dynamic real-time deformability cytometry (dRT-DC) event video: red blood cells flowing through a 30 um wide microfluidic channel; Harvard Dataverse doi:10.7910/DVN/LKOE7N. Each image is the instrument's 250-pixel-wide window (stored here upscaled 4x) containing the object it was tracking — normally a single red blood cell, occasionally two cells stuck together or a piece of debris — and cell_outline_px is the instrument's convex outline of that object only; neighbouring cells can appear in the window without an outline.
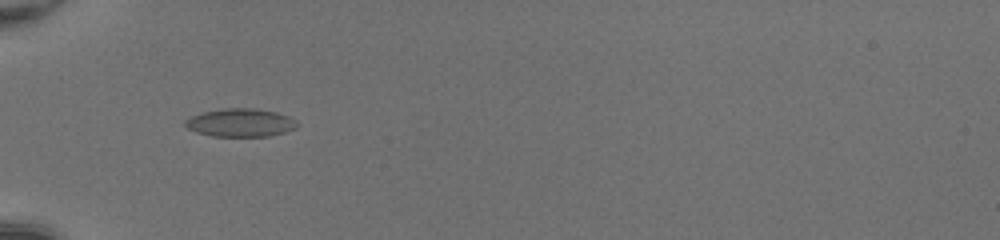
{"species": "common noctule bat (a hibernating species)", "species_latin": "Nyctalus noctula", "temperature_condition": "room temperature", "stored_images_in_passage": 51, "camera_frame_rate_fps": 3000, "um_per_image_px": 0.085, "animal": {"sex": "female", "body_mass_g": 20.0, "forearm_length_mm": 54.0}, "frame": {"image": 1, "passage_image": 19, "time_ms": 6.0, "image_size_px": [1000, 240], "cell_outline_px": [[300, 124], [296, 128], [284, 132], [268, 136], [212, 136], [196, 132], [188, 128], [184, 124], [184, 120], [192, 116], [204, 112], [224, 108], [256, 108], [276, 112], [288, 116], [296, 120]], "centroid_in_image_um": [20.46, 10.42], "position_along_channel_um": 64.5, "area_um2": 18.38}}
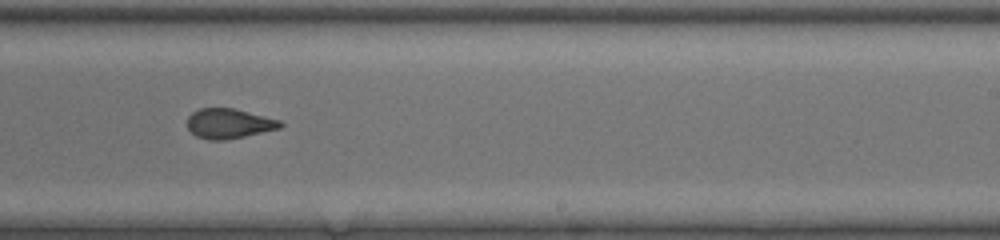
{"frame": {"image": 2, "passage_image": 34, "time_ms": 11.0, "image_size_px": [1000, 240], "cell_outline_px": [[284, 124], [280, 128], [244, 136], [224, 140], [208, 140], [196, 136], [188, 128], [188, 116], [192, 112], [200, 108], [232, 108], [280, 120]], "centroid_in_image_um": [19.44, 10.5], "position_along_channel_um": 269.6, "area_um2": 16.01}}
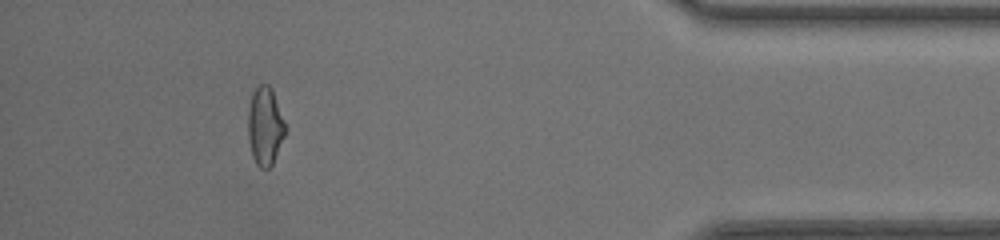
{"frame": {"image": 3, "passage_image": 47, "time_ms": 15.333, "image_size_px": [1000, 240], "cell_outline_px": [[284, 136], [272, 164], [268, 168], [260, 168], [256, 164], [252, 156], [248, 136], [248, 108], [252, 92], [260, 84], [268, 84], [272, 88], [284, 124]], "centroid_in_image_um": [22.49, 10.71], "position_along_channel_um": 412.7, "area_um2": 16.65}, "authors_computed_cell_mechanics": {"area_um2": 17.4556, "velocity_mm_per_s": 4.2652, "shape_relaxation_time_tau1_ms": null, "shape_relaxation_time_tau2_ms": 1.4822, "deformation_change_tau1": null, "deformation_change_tau2": 0.084}}